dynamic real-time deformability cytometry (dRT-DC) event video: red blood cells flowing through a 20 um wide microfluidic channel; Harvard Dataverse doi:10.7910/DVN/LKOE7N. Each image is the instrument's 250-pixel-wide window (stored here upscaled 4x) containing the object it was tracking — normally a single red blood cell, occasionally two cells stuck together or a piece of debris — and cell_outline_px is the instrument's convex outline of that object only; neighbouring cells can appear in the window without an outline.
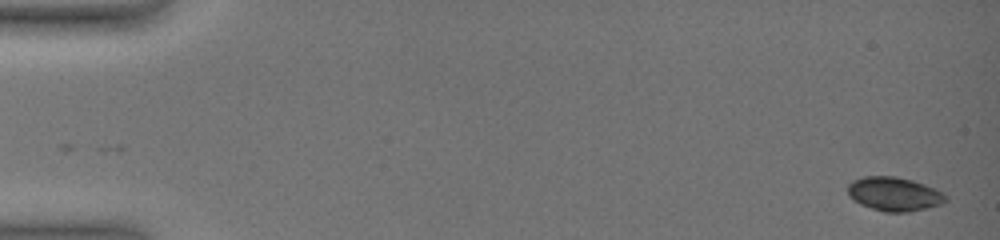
{"species": "common noctule bat (a hibernating species)", "species_latin": "Nyctalus noctula", "temperature_condition": "warm", "stored_images_in_passage": 3, "camera_frame_rate_fps": 3000, "um_per_image_px": 0.085, "animal": {"sex": "female", "body_mass_g": 19.0, "forearm_length_mm": 51.5}, "frame": {"image": 1, "passage_image": 3, "time_ms": 1.0, "image_size_px": [1000, 240], "cell_outline_px": [[948, 200], [940, 204], [908, 212], [884, 212], [860, 204], [852, 200], [848, 196], [848, 184], [852, 180], [864, 176], [896, 176], [912, 180], [924, 184], [944, 192], [948, 196]], "centroid_in_image_um": [75.99, 16.48], "position_along_channel_um": 9.0, "area_um2": 19.48}}